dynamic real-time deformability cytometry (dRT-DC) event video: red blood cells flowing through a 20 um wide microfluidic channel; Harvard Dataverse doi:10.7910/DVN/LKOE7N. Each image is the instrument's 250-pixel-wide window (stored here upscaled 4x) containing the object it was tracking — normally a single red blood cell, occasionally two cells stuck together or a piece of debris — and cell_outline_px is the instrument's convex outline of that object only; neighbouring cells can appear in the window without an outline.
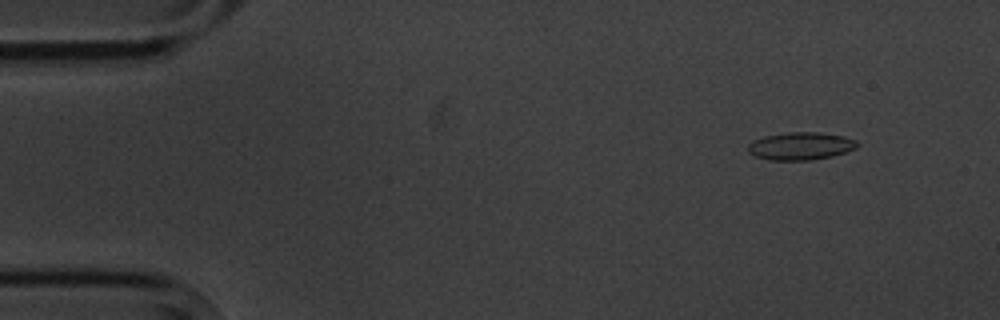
{"species": "common noctule bat (a hibernating species)", "species_latin": "Nyctalus noctula", "temperature_condition": "cold", "stored_images_in_passage": 5, "camera_frame_rate_fps": 3000, "um_per_image_px": 0.085, "animal": {"sex": "male", "body_mass_g": 20.1, "forearm_length_mm": 53.5}, "frame": {"image": 1, "passage_image": 2, "time_ms": 1.0, "image_size_px": [1000, 320], "cell_outline_px": [[860, 144], [856, 148], [832, 156], [812, 160], [768, 160], [756, 156], [748, 152], [748, 144], [752, 140], [764, 136], [788, 132], [816, 132], [844, 136], [856, 140]], "centroid_in_image_um": [68.04, 12.41], "position_along_channel_um": 17.0, "area_um2": 17.69}}